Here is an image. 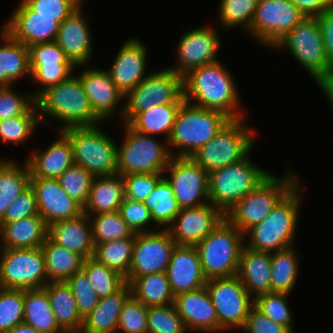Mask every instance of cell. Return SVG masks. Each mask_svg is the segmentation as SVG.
Masks as SVG:
<instances>
[{"label":"cell","mask_w":333,"mask_h":333,"mask_svg":"<svg viewBox=\"0 0 333 333\" xmlns=\"http://www.w3.org/2000/svg\"><path fill=\"white\" fill-rule=\"evenodd\" d=\"M318 87L323 90L333 111V71L320 76L316 81Z\"/></svg>","instance_id":"cell-62"},{"label":"cell","mask_w":333,"mask_h":333,"mask_svg":"<svg viewBox=\"0 0 333 333\" xmlns=\"http://www.w3.org/2000/svg\"><path fill=\"white\" fill-rule=\"evenodd\" d=\"M121 123H129L138 113L155 105L182 104V78L170 68L161 69L144 78L125 96Z\"/></svg>","instance_id":"cell-11"},{"label":"cell","mask_w":333,"mask_h":333,"mask_svg":"<svg viewBox=\"0 0 333 333\" xmlns=\"http://www.w3.org/2000/svg\"><path fill=\"white\" fill-rule=\"evenodd\" d=\"M44 288L59 327L64 332H80L83 318L79 314L70 286L65 282H48Z\"/></svg>","instance_id":"cell-35"},{"label":"cell","mask_w":333,"mask_h":333,"mask_svg":"<svg viewBox=\"0 0 333 333\" xmlns=\"http://www.w3.org/2000/svg\"><path fill=\"white\" fill-rule=\"evenodd\" d=\"M83 6H79L62 23L59 24L56 43L64 50L65 55L76 66L84 67L92 57V36ZM83 11V12H82Z\"/></svg>","instance_id":"cell-25"},{"label":"cell","mask_w":333,"mask_h":333,"mask_svg":"<svg viewBox=\"0 0 333 333\" xmlns=\"http://www.w3.org/2000/svg\"><path fill=\"white\" fill-rule=\"evenodd\" d=\"M221 36L211 25L182 33L177 45L178 63L168 68L183 78L198 67L219 61L217 53L222 43Z\"/></svg>","instance_id":"cell-18"},{"label":"cell","mask_w":333,"mask_h":333,"mask_svg":"<svg viewBox=\"0 0 333 333\" xmlns=\"http://www.w3.org/2000/svg\"><path fill=\"white\" fill-rule=\"evenodd\" d=\"M147 333H187L174 303L147 306Z\"/></svg>","instance_id":"cell-48"},{"label":"cell","mask_w":333,"mask_h":333,"mask_svg":"<svg viewBox=\"0 0 333 333\" xmlns=\"http://www.w3.org/2000/svg\"><path fill=\"white\" fill-rule=\"evenodd\" d=\"M241 329L246 333H294L287 326L267 318L255 306L250 309Z\"/></svg>","instance_id":"cell-59"},{"label":"cell","mask_w":333,"mask_h":333,"mask_svg":"<svg viewBox=\"0 0 333 333\" xmlns=\"http://www.w3.org/2000/svg\"><path fill=\"white\" fill-rule=\"evenodd\" d=\"M305 17H317L328 9L333 0H290Z\"/></svg>","instance_id":"cell-61"},{"label":"cell","mask_w":333,"mask_h":333,"mask_svg":"<svg viewBox=\"0 0 333 333\" xmlns=\"http://www.w3.org/2000/svg\"><path fill=\"white\" fill-rule=\"evenodd\" d=\"M245 118L230 119L191 158L208 173L244 159L256 141V133Z\"/></svg>","instance_id":"cell-6"},{"label":"cell","mask_w":333,"mask_h":333,"mask_svg":"<svg viewBox=\"0 0 333 333\" xmlns=\"http://www.w3.org/2000/svg\"><path fill=\"white\" fill-rule=\"evenodd\" d=\"M47 235L48 226L40 215L0 223L1 248H39Z\"/></svg>","instance_id":"cell-31"},{"label":"cell","mask_w":333,"mask_h":333,"mask_svg":"<svg viewBox=\"0 0 333 333\" xmlns=\"http://www.w3.org/2000/svg\"><path fill=\"white\" fill-rule=\"evenodd\" d=\"M0 37L1 87H7L15 84L20 78L31 75L29 49L14 40L3 28Z\"/></svg>","instance_id":"cell-34"},{"label":"cell","mask_w":333,"mask_h":333,"mask_svg":"<svg viewBox=\"0 0 333 333\" xmlns=\"http://www.w3.org/2000/svg\"><path fill=\"white\" fill-rule=\"evenodd\" d=\"M292 172L288 170L283 177H277L274 173L270 174L227 211L225 218L242 233L263 221L278 202L300 181Z\"/></svg>","instance_id":"cell-7"},{"label":"cell","mask_w":333,"mask_h":333,"mask_svg":"<svg viewBox=\"0 0 333 333\" xmlns=\"http://www.w3.org/2000/svg\"><path fill=\"white\" fill-rule=\"evenodd\" d=\"M125 197L124 179L120 174L94 177L83 213L95 215L119 211Z\"/></svg>","instance_id":"cell-33"},{"label":"cell","mask_w":333,"mask_h":333,"mask_svg":"<svg viewBox=\"0 0 333 333\" xmlns=\"http://www.w3.org/2000/svg\"><path fill=\"white\" fill-rule=\"evenodd\" d=\"M147 58V47L139 38L127 39L118 50L107 71L124 96L149 75Z\"/></svg>","instance_id":"cell-24"},{"label":"cell","mask_w":333,"mask_h":333,"mask_svg":"<svg viewBox=\"0 0 333 333\" xmlns=\"http://www.w3.org/2000/svg\"><path fill=\"white\" fill-rule=\"evenodd\" d=\"M36 194L39 215L47 226L79 217L83 207L71 198L56 178H30Z\"/></svg>","instance_id":"cell-23"},{"label":"cell","mask_w":333,"mask_h":333,"mask_svg":"<svg viewBox=\"0 0 333 333\" xmlns=\"http://www.w3.org/2000/svg\"><path fill=\"white\" fill-rule=\"evenodd\" d=\"M0 87H1V64H0Z\"/></svg>","instance_id":"cell-64"},{"label":"cell","mask_w":333,"mask_h":333,"mask_svg":"<svg viewBox=\"0 0 333 333\" xmlns=\"http://www.w3.org/2000/svg\"><path fill=\"white\" fill-rule=\"evenodd\" d=\"M329 63L333 66V4L316 17Z\"/></svg>","instance_id":"cell-60"},{"label":"cell","mask_w":333,"mask_h":333,"mask_svg":"<svg viewBox=\"0 0 333 333\" xmlns=\"http://www.w3.org/2000/svg\"><path fill=\"white\" fill-rule=\"evenodd\" d=\"M304 18L290 0H259L247 32L264 47L272 48Z\"/></svg>","instance_id":"cell-14"},{"label":"cell","mask_w":333,"mask_h":333,"mask_svg":"<svg viewBox=\"0 0 333 333\" xmlns=\"http://www.w3.org/2000/svg\"><path fill=\"white\" fill-rule=\"evenodd\" d=\"M12 88L0 87V120L24 115L36 104L32 94L22 95Z\"/></svg>","instance_id":"cell-54"},{"label":"cell","mask_w":333,"mask_h":333,"mask_svg":"<svg viewBox=\"0 0 333 333\" xmlns=\"http://www.w3.org/2000/svg\"><path fill=\"white\" fill-rule=\"evenodd\" d=\"M37 15L58 16V23H62L73 13L83 0H24Z\"/></svg>","instance_id":"cell-58"},{"label":"cell","mask_w":333,"mask_h":333,"mask_svg":"<svg viewBox=\"0 0 333 333\" xmlns=\"http://www.w3.org/2000/svg\"><path fill=\"white\" fill-rule=\"evenodd\" d=\"M164 176V173L123 175L125 197L133 201L143 202Z\"/></svg>","instance_id":"cell-55"},{"label":"cell","mask_w":333,"mask_h":333,"mask_svg":"<svg viewBox=\"0 0 333 333\" xmlns=\"http://www.w3.org/2000/svg\"><path fill=\"white\" fill-rule=\"evenodd\" d=\"M59 138L43 152L32 151L27 158L31 178H56L74 165V155L69 138L62 132Z\"/></svg>","instance_id":"cell-29"},{"label":"cell","mask_w":333,"mask_h":333,"mask_svg":"<svg viewBox=\"0 0 333 333\" xmlns=\"http://www.w3.org/2000/svg\"><path fill=\"white\" fill-rule=\"evenodd\" d=\"M206 288L210 294L219 321V331L230 328L241 329L254 306L239 277L213 278L207 280Z\"/></svg>","instance_id":"cell-15"},{"label":"cell","mask_w":333,"mask_h":333,"mask_svg":"<svg viewBox=\"0 0 333 333\" xmlns=\"http://www.w3.org/2000/svg\"><path fill=\"white\" fill-rule=\"evenodd\" d=\"M61 187L83 208L87 204L94 176L76 164L67 168L60 176Z\"/></svg>","instance_id":"cell-51"},{"label":"cell","mask_w":333,"mask_h":333,"mask_svg":"<svg viewBox=\"0 0 333 333\" xmlns=\"http://www.w3.org/2000/svg\"><path fill=\"white\" fill-rule=\"evenodd\" d=\"M124 140L117 145V174L163 173L172 155L168 142L163 144L151 135L133 130L127 123ZM157 139V140H156Z\"/></svg>","instance_id":"cell-10"},{"label":"cell","mask_w":333,"mask_h":333,"mask_svg":"<svg viewBox=\"0 0 333 333\" xmlns=\"http://www.w3.org/2000/svg\"><path fill=\"white\" fill-rule=\"evenodd\" d=\"M259 0H221L218 8L220 26L249 30Z\"/></svg>","instance_id":"cell-47"},{"label":"cell","mask_w":333,"mask_h":333,"mask_svg":"<svg viewBox=\"0 0 333 333\" xmlns=\"http://www.w3.org/2000/svg\"><path fill=\"white\" fill-rule=\"evenodd\" d=\"M77 76L82 82L93 112L102 123L110 120L115 114H119L116 116L122 119L125 104L122 105L123 107L118 104L125 99V96L116 87L107 70L88 67Z\"/></svg>","instance_id":"cell-21"},{"label":"cell","mask_w":333,"mask_h":333,"mask_svg":"<svg viewBox=\"0 0 333 333\" xmlns=\"http://www.w3.org/2000/svg\"><path fill=\"white\" fill-rule=\"evenodd\" d=\"M230 119L223 113L184 101L167 140L172 157H191L205 145ZM173 148H177L175 153Z\"/></svg>","instance_id":"cell-4"},{"label":"cell","mask_w":333,"mask_h":333,"mask_svg":"<svg viewBox=\"0 0 333 333\" xmlns=\"http://www.w3.org/2000/svg\"><path fill=\"white\" fill-rule=\"evenodd\" d=\"M36 105L41 125H46L51 117L62 124L59 131L96 126L102 122L93 112L82 82L74 73L67 80L43 91L36 98Z\"/></svg>","instance_id":"cell-2"},{"label":"cell","mask_w":333,"mask_h":333,"mask_svg":"<svg viewBox=\"0 0 333 333\" xmlns=\"http://www.w3.org/2000/svg\"><path fill=\"white\" fill-rule=\"evenodd\" d=\"M19 1L11 17L1 26L3 30L27 47L56 41L58 16L37 15L24 0Z\"/></svg>","instance_id":"cell-20"},{"label":"cell","mask_w":333,"mask_h":333,"mask_svg":"<svg viewBox=\"0 0 333 333\" xmlns=\"http://www.w3.org/2000/svg\"><path fill=\"white\" fill-rule=\"evenodd\" d=\"M224 218L217 207L207 203L181 209L167 230L177 245L195 246Z\"/></svg>","instance_id":"cell-22"},{"label":"cell","mask_w":333,"mask_h":333,"mask_svg":"<svg viewBox=\"0 0 333 333\" xmlns=\"http://www.w3.org/2000/svg\"><path fill=\"white\" fill-rule=\"evenodd\" d=\"M131 295L125 283L118 291L99 299L94 310L83 318L81 333H117V325L124 302Z\"/></svg>","instance_id":"cell-32"},{"label":"cell","mask_w":333,"mask_h":333,"mask_svg":"<svg viewBox=\"0 0 333 333\" xmlns=\"http://www.w3.org/2000/svg\"><path fill=\"white\" fill-rule=\"evenodd\" d=\"M65 282L71 288L80 316L85 318L94 310L100 298L82 269L71 275Z\"/></svg>","instance_id":"cell-53"},{"label":"cell","mask_w":333,"mask_h":333,"mask_svg":"<svg viewBox=\"0 0 333 333\" xmlns=\"http://www.w3.org/2000/svg\"><path fill=\"white\" fill-rule=\"evenodd\" d=\"M117 333H147V306L132 294L123 304Z\"/></svg>","instance_id":"cell-52"},{"label":"cell","mask_w":333,"mask_h":333,"mask_svg":"<svg viewBox=\"0 0 333 333\" xmlns=\"http://www.w3.org/2000/svg\"><path fill=\"white\" fill-rule=\"evenodd\" d=\"M288 296L289 294L278 292L261 294L254 299V306L267 318L287 326L293 332V312L288 304Z\"/></svg>","instance_id":"cell-50"},{"label":"cell","mask_w":333,"mask_h":333,"mask_svg":"<svg viewBox=\"0 0 333 333\" xmlns=\"http://www.w3.org/2000/svg\"><path fill=\"white\" fill-rule=\"evenodd\" d=\"M33 215H39L36 194L31 185L6 209L0 223H10Z\"/></svg>","instance_id":"cell-57"},{"label":"cell","mask_w":333,"mask_h":333,"mask_svg":"<svg viewBox=\"0 0 333 333\" xmlns=\"http://www.w3.org/2000/svg\"><path fill=\"white\" fill-rule=\"evenodd\" d=\"M237 276L253 299L261 294L271 293V253L244 245Z\"/></svg>","instance_id":"cell-30"},{"label":"cell","mask_w":333,"mask_h":333,"mask_svg":"<svg viewBox=\"0 0 333 333\" xmlns=\"http://www.w3.org/2000/svg\"><path fill=\"white\" fill-rule=\"evenodd\" d=\"M100 127H73L62 131L71 142L74 163L94 177L113 175L117 171V144Z\"/></svg>","instance_id":"cell-9"},{"label":"cell","mask_w":333,"mask_h":333,"mask_svg":"<svg viewBox=\"0 0 333 333\" xmlns=\"http://www.w3.org/2000/svg\"><path fill=\"white\" fill-rule=\"evenodd\" d=\"M88 216L92 224L95 246L108 241L130 238L134 234L119 211Z\"/></svg>","instance_id":"cell-46"},{"label":"cell","mask_w":333,"mask_h":333,"mask_svg":"<svg viewBox=\"0 0 333 333\" xmlns=\"http://www.w3.org/2000/svg\"><path fill=\"white\" fill-rule=\"evenodd\" d=\"M135 233L130 238L108 241L95 246L93 257L126 277L132 262Z\"/></svg>","instance_id":"cell-43"},{"label":"cell","mask_w":333,"mask_h":333,"mask_svg":"<svg viewBox=\"0 0 333 333\" xmlns=\"http://www.w3.org/2000/svg\"><path fill=\"white\" fill-rule=\"evenodd\" d=\"M119 212L133 233L152 231L148 225L153 222L151 213L143 202L133 201L124 197Z\"/></svg>","instance_id":"cell-56"},{"label":"cell","mask_w":333,"mask_h":333,"mask_svg":"<svg viewBox=\"0 0 333 333\" xmlns=\"http://www.w3.org/2000/svg\"><path fill=\"white\" fill-rule=\"evenodd\" d=\"M7 333H41L37 331L35 328L31 327L30 325L22 322L17 324L13 329L8 331Z\"/></svg>","instance_id":"cell-63"},{"label":"cell","mask_w":333,"mask_h":333,"mask_svg":"<svg viewBox=\"0 0 333 333\" xmlns=\"http://www.w3.org/2000/svg\"><path fill=\"white\" fill-rule=\"evenodd\" d=\"M82 270L100 299L118 291L126 283L124 276L108 268L93 256L84 259Z\"/></svg>","instance_id":"cell-44"},{"label":"cell","mask_w":333,"mask_h":333,"mask_svg":"<svg viewBox=\"0 0 333 333\" xmlns=\"http://www.w3.org/2000/svg\"><path fill=\"white\" fill-rule=\"evenodd\" d=\"M29 49L30 78L41 86L31 94L37 98L47 88L67 80L76 66L65 55L64 50L54 41L34 44Z\"/></svg>","instance_id":"cell-19"},{"label":"cell","mask_w":333,"mask_h":333,"mask_svg":"<svg viewBox=\"0 0 333 333\" xmlns=\"http://www.w3.org/2000/svg\"><path fill=\"white\" fill-rule=\"evenodd\" d=\"M273 48L287 49L314 81L325 73L333 71V66L326 56L321 29L316 17H305Z\"/></svg>","instance_id":"cell-12"},{"label":"cell","mask_w":333,"mask_h":333,"mask_svg":"<svg viewBox=\"0 0 333 333\" xmlns=\"http://www.w3.org/2000/svg\"><path fill=\"white\" fill-rule=\"evenodd\" d=\"M228 70L219 60L190 71L182 78L184 100L195 106L219 111L229 119L246 117V112L239 107L237 85Z\"/></svg>","instance_id":"cell-1"},{"label":"cell","mask_w":333,"mask_h":333,"mask_svg":"<svg viewBox=\"0 0 333 333\" xmlns=\"http://www.w3.org/2000/svg\"><path fill=\"white\" fill-rule=\"evenodd\" d=\"M244 245V233L224 218L195 245L206 279L236 276Z\"/></svg>","instance_id":"cell-5"},{"label":"cell","mask_w":333,"mask_h":333,"mask_svg":"<svg viewBox=\"0 0 333 333\" xmlns=\"http://www.w3.org/2000/svg\"><path fill=\"white\" fill-rule=\"evenodd\" d=\"M248 154L244 159L209 173V203L224 215L271 173L254 165Z\"/></svg>","instance_id":"cell-8"},{"label":"cell","mask_w":333,"mask_h":333,"mask_svg":"<svg viewBox=\"0 0 333 333\" xmlns=\"http://www.w3.org/2000/svg\"><path fill=\"white\" fill-rule=\"evenodd\" d=\"M298 182L260 223L248 229L245 246L258 251L275 252L295 245L299 208L302 206V188ZM302 190V191H301ZM247 243V244H246Z\"/></svg>","instance_id":"cell-3"},{"label":"cell","mask_w":333,"mask_h":333,"mask_svg":"<svg viewBox=\"0 0 333 333\" xmlns=\"http://www.w3.org/2000/svg\"><path fill=\"white\" fill-rule=\"evenodd\" d=\"M41 249L45 256L48 282L66 281L82 269L84 258L81 255L53 243L48 237Z\"/></svg>","instance_id":"cell-39"},{"label":"cell","mask_w":333,"mask_h":333,"mask_svg":"<svg viewBox=\"0 0 333 333\" xmlns=\"http://www.w3.org/2000/svg\"><path fill=\"white\" fill-rule=\"evenodd\" d=\"M131 294L145 306L174 303L166 272L137 277L131 284Z\"/></svg>","instance_id":"cell-42"},{"label":"cell","mask_w":333,"mask_h":333,"mask_svg":"<svg viewBox=\"0 0 333 333\" xmlns=\"http://www.w3.org/2000/svg\"><path fill=\"white\" fill-rule=\"evenodd\" d=\"M166 274L174 296L199 289L207 282L195 246L176 245Z\"/></svg>","instance_id":"cell-27"},{"label":"cell","mask_w":333,"mask_h":333,"mask_svg":"<svg viewBox=\"0 0 333 333\" xmlns=\"http://www.w3.org/2000/svg\"><path fill=\"white\" fill-rule=\"evenodd\" d=\"M143 203L150 210L154 226H157L156 229H160L162 225L167 229L181 211L173 188L165 176L157 183Z\"/></svg>","instance_id":"cell-41"},{"label":"cell","mask_w":333,"mask_h":333,"mask_svg":"<svg viewBox=\"0 0 333 333\" xmlns=\"http://www.w3.org/2000/svg\"><path fill=\"white\" fill-rule=\"evenodd\" d=\"M151 232L135 233L132 262L125 281L131 284L137 277L166 272L176 242L165 227Z\"/></svg>","instance_id":"cell-16"},{"label":"cell","mask_w":333,"mask_h":333,"mask_svg":"<svg viewBox=\"0 0 333 333\" xmlns=\"http://www.w3.org/2000/svg\"><path fill=\"white\" fill-rule=\"evenodd\" d=\"M24 318V289L0 288V333H7Z\"/></svg>","instance_id":"cell-49"},{"label":"cell","mask_w":333,"mask_h":333,"mask_svg":"<svg viewBox=\"0 0 333 333\" xmlns=\"http://www.w3.org/2000/svg\"><path fill=\"white\" fill-rule=\"evenodd\" d=\"M41 125L38 107L35 104L26 114L0 120V140L3 143L24 144L32 137L35 128Z\"/></svg>","instance_id":"cell-45"},{"label":"cell","mask_w":333,"mask_h":333,"mask_svg":"<svg viewBox=\"0 0 333 333\" xmlns=\"http://www.w3.org/2000/svg\"><path fill=\"white\" fill-rule=\"evenodd\" d=\"M47 237L55 244L74 251L84 259L94 255L92 224L87 214L48 226Z\"/></svg>","instance_id":"cell-28"},{"label":"cell","mask_w":333,"mask_h":333,"mask_svg":"<svg viewBox=\"0 0 333 333\" xmlns=\"http://www.w3.org/2000/svg\"><path fill=\"white\" fill-rule=\"evenodd\" d=\"M21 163L15 159H0V219L9 205L30 186V169L25 159Z\"/></svg>","instance_id":"cell-37"},{"label":"cell","mask_w":333,"mask_h":333,"mask_svg":"<svg viewBox=\"0 0 333 333\" xmlns=\"http://www.w3.org/2000/svg\"><path fill=\"white\" fill-rule=\"evenodd\" d=\"M296 246L271 252L272 292L292 293L299 275V257Z\"/></svg>","instance_id":"cell-40"},{"label":"cell","mask_w":333,"mask_h":333,"mask_svg":"<svg viewBox=\"0 0 333 333\" xmlns=\"http://www.w3.org/2000/svg\"><path fill=\"white\" fill-rule=\"evenodd\" d=\"M0 253V288L37 289L48 283L41 247L1 248Z\"/></svg>","instance_id":"cell-13"},{"label":"cell","mask_w":333,"mask_h":333,"mask_svg":"<svg viewBox=\"0 0 333 333\" xmlns=\"http://www.w3.org/2000/svg\"><path fill=\"white\" fill-rule=\"evenodd\" d=\"M163 173L181 209L209 203V173L191 157H172Z\"/></svg>","instance_id":"cell-17"},{"label":"cell","mask_w":333,"mask_h":333,"mask_svg":"<svg viewBox=\"0 0 333 333\" xmlns=\"http://www.w3.org/2000/svg\"><path fill=\"white\" fill-rule=\"evenodd\" d=\"M181 105L167 104L152 106L150 109L138 113L128 125L141 134L152 136L164 134V140L167 141Z\"/></svg>","instance_id":"cell-38"},{"label":"cell","mask_w":333,"mask_h":333,"mask_svg":"<svg viewBox=\"0 0 333 333\" xmlns=\"http://www.w3.org/2000/svg\"><path fill=\"white\" fill-rule=\"evenodd\" d=\"M64 333H81V332H64Z\"/></svg>","instance_id":"cell-65"},{"label":"cell","mask_w":333,"mask_h":333,"mask_svg":"<svg viewBox=\"0 0 333 333\" xmlns=\"http://www.w3.org/2000/svg\"><path fill=\"white\" fill-rule=\"evenodd\" d=\"M23 322L41 333H64L56 322L44 287L24 290Z\"/></svg>","instance_id":"cell-36"},{"label":"cell","mask_w":333,"mask_h":333,"mask_svg":"<svg viewBox=\"0 0 333 333\" xmlns=\"http://www.w3.org/2000/svg\"><path fill=\"white\" fill-rule=\"evenodd\" d=\"M174 305L188 332H219L218 316L206 286L176 295Z\"/></svg>","instance_id":"cell-26"}]
</instances>
